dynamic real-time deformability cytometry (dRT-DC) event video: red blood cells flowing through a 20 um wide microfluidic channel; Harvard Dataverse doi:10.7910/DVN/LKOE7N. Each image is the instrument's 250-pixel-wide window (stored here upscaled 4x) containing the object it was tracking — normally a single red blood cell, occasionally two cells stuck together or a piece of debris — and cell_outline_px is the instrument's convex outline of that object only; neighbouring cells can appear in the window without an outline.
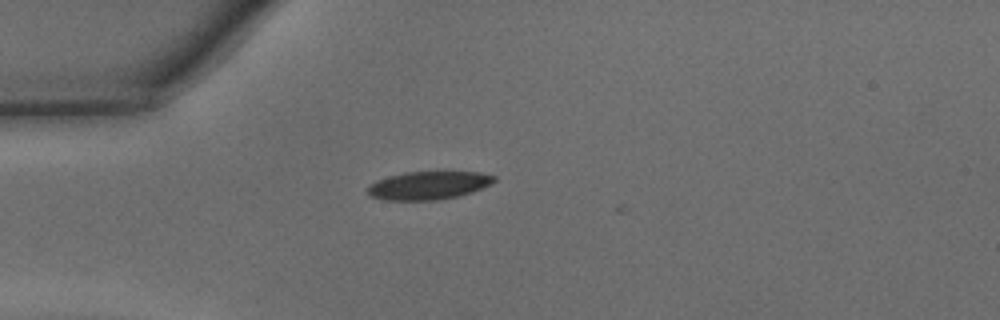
{"species": "common noctule bat (a hibernating species)", "species_latin": "Nyctalus noctula", "temperature_condition": "warm", "stored_images_in_passage": 2, "camera_frame_rate_fps": 3000, "um_per_image_px": 0.085, "animal": {"sex": "male", "body_mass_g": 15.6}, "frame": {"image": 1, "passage_image": 1, "time_ms": 0.0, "image_size_px": [1000, 320], "cell_outline_px": [[496, 180], [472, 192], [456, 196], [436, 200], [384, 200], [372, 196], [368, 192], [368, 188], [372, 184], [380, 180], [404, 172], [480, 172], [496, 176]], "centroid_in_image_um": [36.45, 15.76], "position_along_channel_um": 48.5, "area_um2": 20.23}}